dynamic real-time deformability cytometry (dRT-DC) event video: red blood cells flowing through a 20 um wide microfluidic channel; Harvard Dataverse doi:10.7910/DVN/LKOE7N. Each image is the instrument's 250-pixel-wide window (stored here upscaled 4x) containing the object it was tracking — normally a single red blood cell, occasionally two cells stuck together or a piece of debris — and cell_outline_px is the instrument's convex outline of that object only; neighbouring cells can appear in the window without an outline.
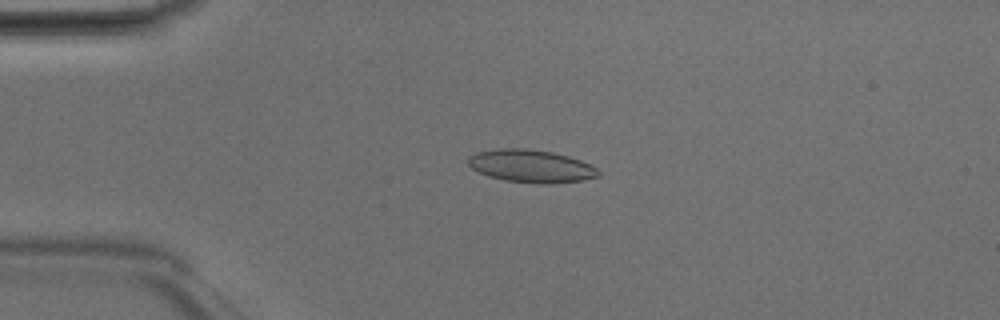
{"species": "Egyptian fruit bat (a non-hibernating species)", "species_latin": "Rousettus aegyptiacus", "temperature_condition": "room temperature", "stored_images_in_passage": 47, "camera_frame_rate_fps": 3000, "um_per_image_px": 0.085, "animal": {"sex": "male"}, "frame": {"image": 1, "passage_image": 10, "time_ms": 3.0, "image_size_px": [1000, 320], "cell_outline_px": [[600, 172], [596, 176], [584, 180], [552, 184], [536, 184], [504, 180], [488, 176], [472, 168], [468, 164], [468, 156], [476, 152], [500, 148], [524, 148], [552, 152], [568, 156], [580, 160], [596, 168]], "centroid_in_image_um": [45.11, 14.12], "position_along_channel_um": 39.9, "area_um2": 24.85}}
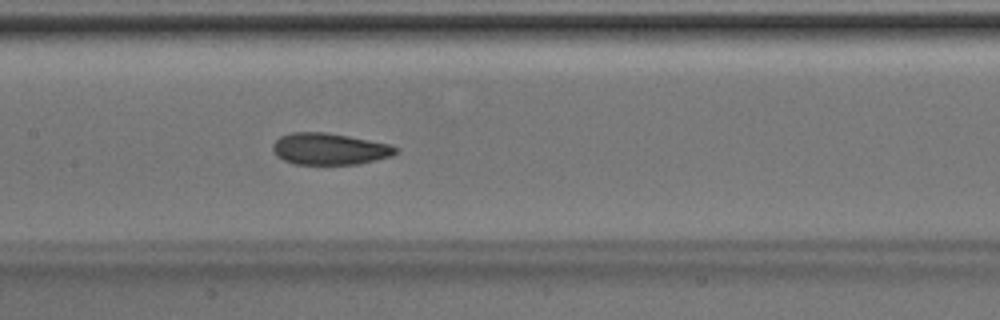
{"frame": {"image": 2, "passage_image": 22, "time_ms": 7.0, "image_size_px": [1000, 320], "cell_outline_px": [[400, 152], [392, 156], [360, 164], [292, 164], [276, 156], [272, 148], [272, 144], [280, 136], [292, 132], [328, 132], [392, 144]], "centroid_in_image_um": [28.02, 12.66], "position_along_channel_um": 179.4, "area_um2": 22.95}}
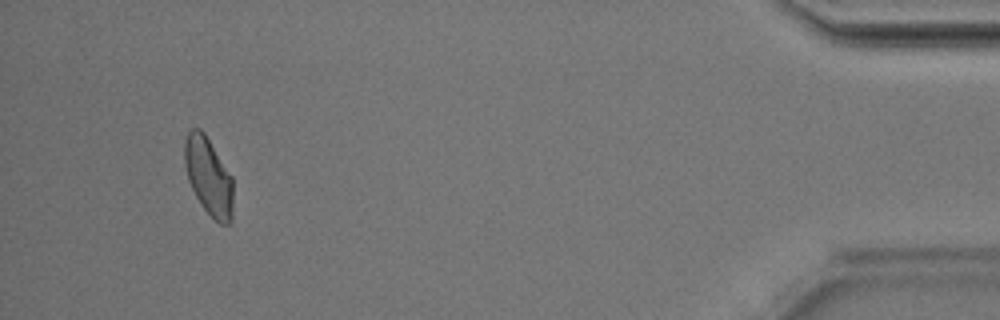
{"frame": {"image": 3, "passage_image": 44, "time_ms": 14.333, "image_size_px": [1000, 320], "cell_outline_px": [[232, 220], [228, 224], [220, 224], [200, 204], [188, 180], [184, 164], [184, 140], [188, 132], [192, 128], [200, 128], [204, 132], [232, 176]], "centroid_in_image_um": [17.71, 14.97], "position_along_channel_um": 417.5, "area_um2": 21.91}, "authors_computed_cell_mechanics": {"area_um2": 23.3512, "velocity_mm_per_s": 4.1953, "shape_relaxation_time_tau1_ms": 4.0945, "shape_relaxation_time_tau2_ms": 2.0786, "deformation_change_tau1": 0.0889, "deformation_change_tau2": 0.0771}}